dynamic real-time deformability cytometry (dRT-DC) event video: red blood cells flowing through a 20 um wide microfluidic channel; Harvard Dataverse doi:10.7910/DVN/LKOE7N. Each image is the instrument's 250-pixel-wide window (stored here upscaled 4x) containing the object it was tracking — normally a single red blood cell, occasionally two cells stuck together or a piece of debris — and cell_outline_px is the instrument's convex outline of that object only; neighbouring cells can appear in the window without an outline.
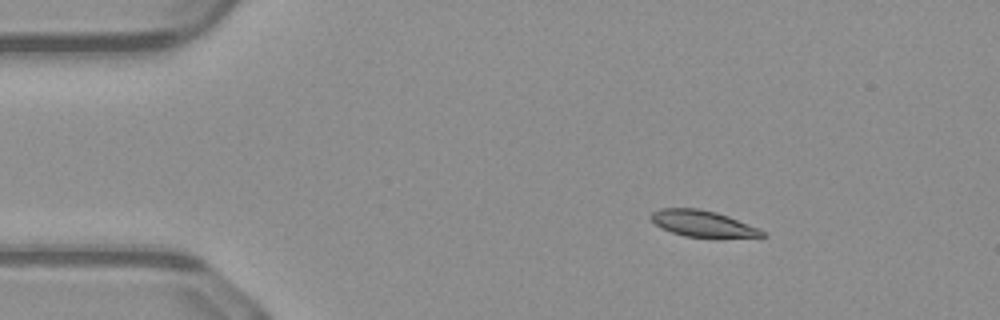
{"species": "common noctule bat (a hibernating species)", "species_latin": "Nyctalus noctula", "temperature_condition": "warm", "stored_images_in_passage": 24, "camera_frame_rate_fps": 3000, "um_per_image_px": 0.085, "animal": {"sex": "male", "body_mass_g": 23.1, "forearm_length_mm": 52.7}, "frame": {"image": 1, "passage_image": 1, "time_ms": 0.0, "image_size_px": [1000, 320], "cell_outline_px": [[768, 236], [716, 240], [684, 236], [672, 232], [656, 224], [648, 216], [652, 212], [660, 208], [696, 208], [716, 212], [728, 216], [760, 228]], "centroid_in_image_um": [59.81, 19.06], "position_along_channel_um": 25.2, "area_um2": 17.74}}